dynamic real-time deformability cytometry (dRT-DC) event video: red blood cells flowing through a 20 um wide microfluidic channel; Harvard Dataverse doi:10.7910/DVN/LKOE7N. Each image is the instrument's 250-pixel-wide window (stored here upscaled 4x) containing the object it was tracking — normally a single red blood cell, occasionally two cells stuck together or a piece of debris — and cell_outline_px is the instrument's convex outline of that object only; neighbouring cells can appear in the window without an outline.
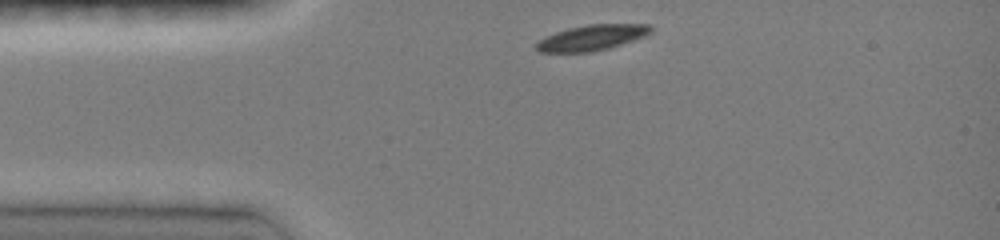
{"species": "common noctule bat (a hibernating species)", "species_latin": "Nyctalus noctula", "temperature_condition": "room temperature", "stored_images_in_passage": 6, "camera_frame_rate_fps": 3000, "um_per_image_px": 0.085, "animal": {"sex": "female", "body_mass_g": 19.0, "forearm_length_mm": 51.5}, "frame": {"image": 1, "passage_image": 1, "time_ms": 0.0, "image_size_px": [1000, 240], "cell_outline_px": [[652, 32], [644, 36], [608, 48], [588, 52], [540, 52], [536, 48], [536, 44], [540, 40], [556, 32], [568, 28], [588, 24], [648, 24], [652, 28]], "centroid_in_image_um": [50.32, 3.19], "position_along_channel_um": 34.7, "area_um2": 16.7}}
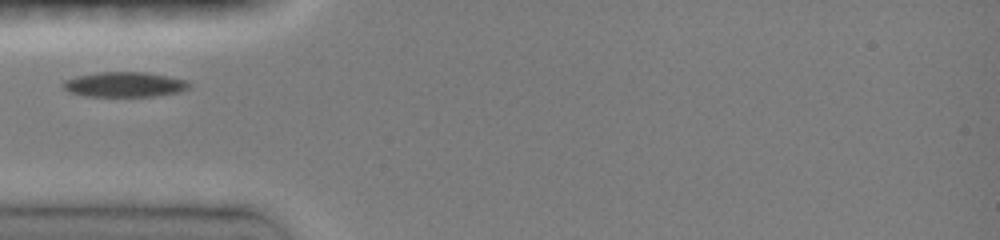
{"frame": {"image": 2, "passage_image": 4, "time_ms": 1.667, "image_size_px": [1000, 240], "cell_outline_px": [[192, 84], [188, 88], [180, 92], [156, 96], [84, 96], [68, 92], [60, 84], [64, 80], [76, 76], [96, 72], [144, 72], [184, 80]], "centroid_in_image_um": [10.52, 7.18], "position_along_channel_um": 74.5, "area_um2": 18.38}}
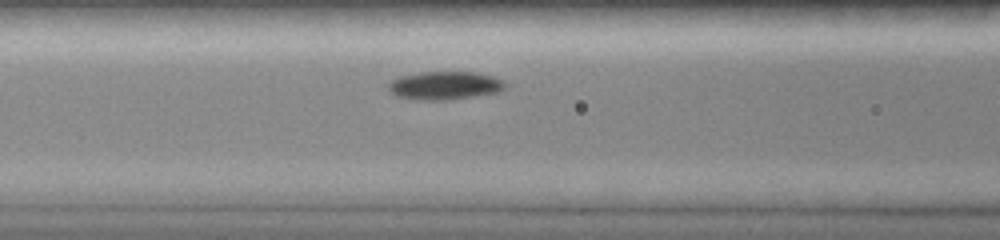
{"frame": {"image": 3, "passage_image": 6, "time_ms": 3.0, "image_size_px": [1000, 240], "cell_outline_px": [[508, 84], [504, 88], [496, 92], [448, 100], [416, 100], [396, 96], [388, 92], [388, 84], [392, 80], [400, 76], [420, 72], [476, 72], [496, 76]], "centroid_in_image_um": [37.78, 7.26], "position_along_channel_um": 128.8, "area_um2": 19.36}}